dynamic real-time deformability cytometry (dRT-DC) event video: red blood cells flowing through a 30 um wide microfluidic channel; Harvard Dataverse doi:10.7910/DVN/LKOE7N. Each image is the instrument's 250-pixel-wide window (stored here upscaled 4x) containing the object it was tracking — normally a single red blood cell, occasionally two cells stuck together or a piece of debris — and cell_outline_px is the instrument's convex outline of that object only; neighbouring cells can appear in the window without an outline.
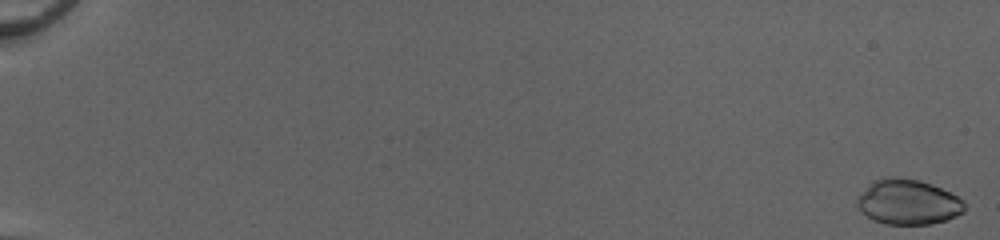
{"species": "common noctule bat (a hibernating species)", "species_latin": "Nyctalus noctula", "temperature_condition": "cold", "stored_images_in_passage": 53, "camera_frame_rate_fps": 3000, "um_per_image_px": 0.085, "animal": {"sex": "female", "body_mass_g": 20.0, "forearm_length_mm": 54.0}, "frame": {"image": 1, "passage_image": 1, "time_ms": 0.0, "image_size_px": [1000, 240], "cell_outline_px": [[964, 212], [948, 220], [928, 224], [888, 224], [872, 220], [856, 204], [856, 200], [872, 180], [884, 176], [896, 176], [920, 180], [932, 184], [964, 200]], "centroid_in_image_um": [77.18, 17.15], "position_along_channel_um": 7.8, "area_um2": 28.26}}
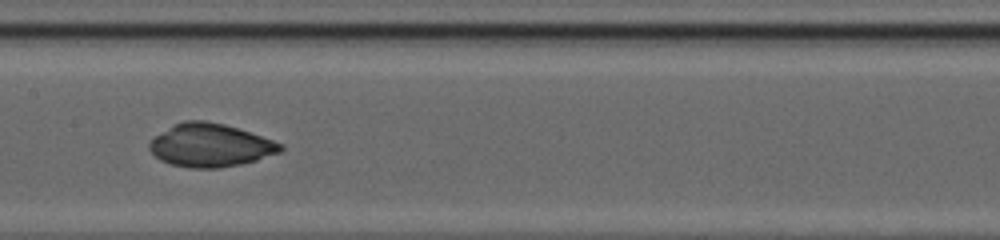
{"frame": {"image": 2, "passage_image": 30, "time_ms": 9.667, "image_size_px": [1000, 240], "cell_outline_px": [[284, 148], [280, 152], [256, 160], [240, 164], [220, 168], [188, 168], [172, 164], [160, 160], [148, 148], [148, 144], [156, 136], [172, 124], [184, 120], [204, 120], [224, 124], [284, 144]], "centroid_in_image_um": [17.86, 12.35], "position_along_channel_um": 189.5, "area_um2": 32.77}}
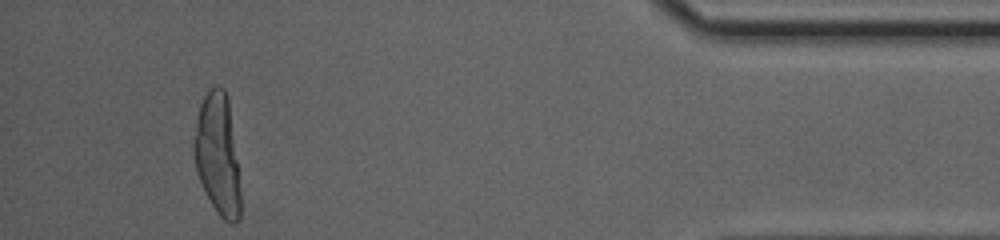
{"frame": {"image": 3, "passage_image": 50, "time_ms": 16.333, "image_size_px": [1000, 240], "cell_outline_px": [[240, 220], [236, 224], [232, 224], [224, 220], [220, 216], [212, 204], [196, 172], [192, 152], [192, 144], [196, 120], [200, 104], [204, 96], [216, 84], [224, 88], [228, 96], [240, 188]], "centroid_in_image_um": [18.48, 13.13], "position_along_channel_um": 416.7, "area_um2": 32.89}}